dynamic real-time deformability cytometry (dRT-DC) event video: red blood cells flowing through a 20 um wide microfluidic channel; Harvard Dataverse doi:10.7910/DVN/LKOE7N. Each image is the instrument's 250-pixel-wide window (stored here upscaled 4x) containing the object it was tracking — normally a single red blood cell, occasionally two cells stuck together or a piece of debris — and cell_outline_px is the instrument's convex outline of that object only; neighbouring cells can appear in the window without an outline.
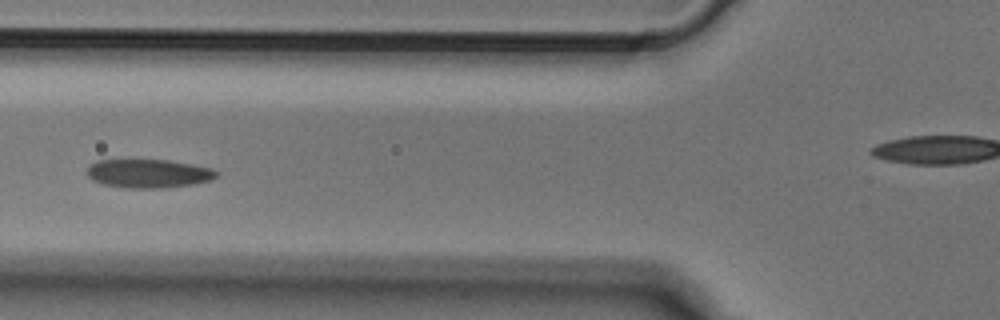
{"species": "Egyptian fruit bat (a non-hibernating species)", "species_latin": "Rousettus aegyptiacus", "temperature_condition": "cold", "stored_images_in_passage": 4, "camera_frame_rate_fps": 3000, "um_per_image_px": 0.085, "animal": {"sex": "male"}, "frame": {"image": 1, "passage_image": 4, "time_ms": 1.0, "image_size_px": [1000, 320], "cell_outline_px": [[216, 176], [212, 180], [192, 184], [164, 188], [124, 188], [100, 184], [92, 180], [88, 176], [88, 168], [96, 160], [168, 160], [212, 168], [216, 172]], "centroid_in_image_um": [12.59, 14.76], "position_along_channel_um": 113.2, "area_um2": 21.56}}